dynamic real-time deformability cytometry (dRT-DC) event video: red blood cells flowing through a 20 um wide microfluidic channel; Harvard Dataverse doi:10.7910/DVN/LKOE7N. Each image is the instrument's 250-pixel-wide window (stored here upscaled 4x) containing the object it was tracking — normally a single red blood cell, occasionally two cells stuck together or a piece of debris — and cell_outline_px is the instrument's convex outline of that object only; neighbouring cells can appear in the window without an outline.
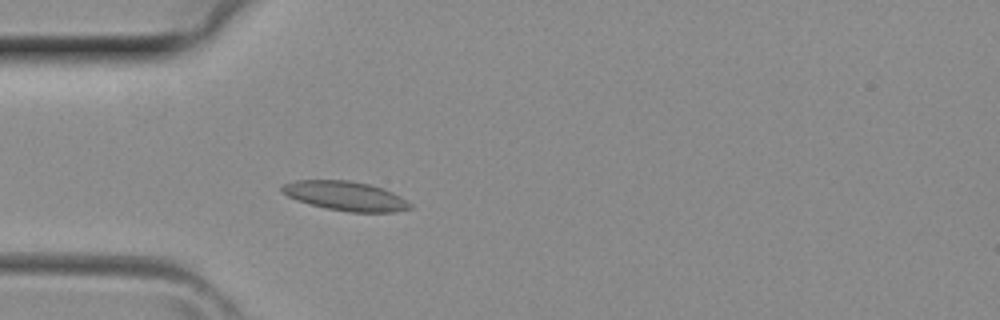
{"species": "common noctule bat (a hibernating species)", "species_latin": "Nyctalus noctula", "temperature_condition": "room temperature", "stored_images_in_passage": 4, "camera_frame_rate_fps": 3000, "um_per_image_px": 0.085, "animal": {"sex": "female", "body_mass_g": 29.2, "forearm_length_mm": 56.3}, "frame": {"image": 1, "passage_image": 4, "time_ms": 1.0, "image_size_px": [1000, 320], "cell_outline_px": [[412, 208], [396, 212], [348, 212], [308, 204], [296, 200], [288, 196], [280, 188], [284, 184], [296, 180], [348, 180], [368, 184], [384, 188], [400, 196], [412, 204]], "centroid_in_image_um": [29.39, 16.66], "position_along_channel_um": 55.6, "area_um2": 21.85}}